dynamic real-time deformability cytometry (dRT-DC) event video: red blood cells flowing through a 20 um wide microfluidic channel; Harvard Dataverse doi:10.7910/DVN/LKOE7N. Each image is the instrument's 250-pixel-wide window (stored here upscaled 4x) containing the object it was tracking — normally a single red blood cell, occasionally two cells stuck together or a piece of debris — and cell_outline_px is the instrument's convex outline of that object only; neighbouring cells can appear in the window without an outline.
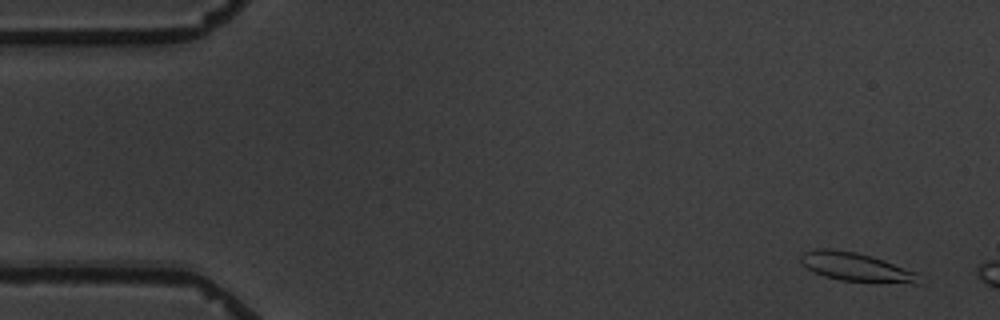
{"species": "common noctule bat (a hibernating species)", "species_latin": "Nyctalus noctula", "temperature_condition": "warm", "stored_images_in_passage": 3, "camera_frame_rate_fps": 3000, "um_per_image_px": 0.085, "animal": {"sex": "male", "body_mass_g": 19.5, "forearm_length_mm": 54.6}, "frame": {"image": 1, "passage_image": 1, "time_ms": 0.0, "image_size_px": [1000, 320], "cell_outline_px": [[924, 284], [912, 284], [840, 280], [824, 276], [808, 268], [800, 260], [800, 252], [816, 248], [828, 248], [856, 252], [872, 256], [884, 260], [916, 272]], "centroid_in_image_um": [72.79, 22.7], "position_along_channel_um": 12.2, "area_um2": 19.88}}